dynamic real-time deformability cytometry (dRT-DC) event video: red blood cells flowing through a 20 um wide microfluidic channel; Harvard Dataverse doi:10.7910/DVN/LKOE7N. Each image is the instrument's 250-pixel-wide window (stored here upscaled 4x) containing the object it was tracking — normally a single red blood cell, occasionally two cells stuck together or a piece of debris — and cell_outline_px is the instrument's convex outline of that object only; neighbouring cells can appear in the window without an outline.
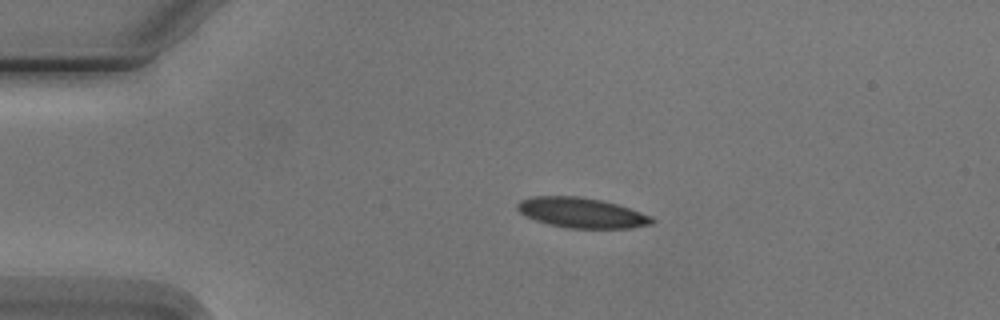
{"species": "Egyptian fruit bat (a non-hibernating species)", "species_latin": "Rousettus aegyptiacus", "temperature_condition": "cold", "stored_images_in_passage": 2, "camera_frame_rate_fps": 3000, "um_per_image_px": 0.085, "animal": {"sex": "male"}, "frame": {"image": 1, "passage_image": 1, "time_ms": 0.0, "image_size_px": [1000, 320], "cell_outline_px": [[656, 220], [652, 224], [632, 228], [568, 228], [548, 224], [524, 216], [516, 208], [516, 204], [520, 200], [532, 196], [580, 196], [604, 200], [652, 216]], "centroid_in_image_um": [49.43, 18.08], "position_along_channel_um": 35.6, "area_um2": 23.81}}